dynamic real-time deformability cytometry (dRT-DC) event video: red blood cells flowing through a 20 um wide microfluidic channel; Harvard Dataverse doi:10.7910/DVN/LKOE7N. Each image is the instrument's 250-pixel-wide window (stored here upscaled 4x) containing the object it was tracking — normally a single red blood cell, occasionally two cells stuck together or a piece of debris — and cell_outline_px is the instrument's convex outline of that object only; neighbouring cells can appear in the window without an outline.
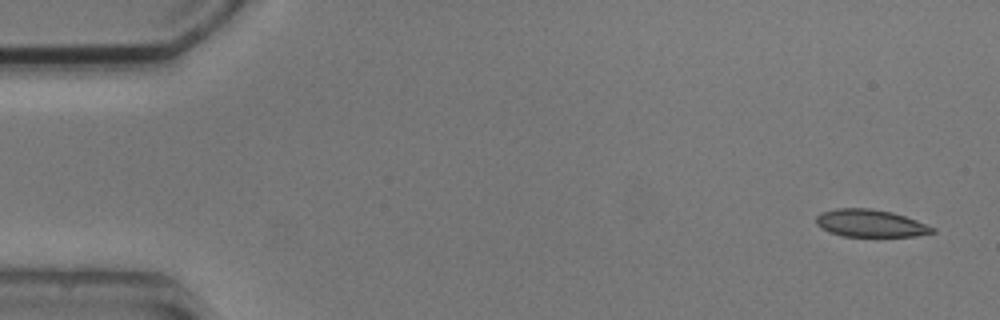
{"species": "common noctule bat (a hibernating species)", "species_latin": "Nyctalus noctula", "temperature_condition": "cold", "stored_images_in_passage": 8, "camera_frame_rate_fps": 3000, "um_per_image_px": 0.085, "animal": {"sex": "male", "body_mass_g": 20.5, "forearm_length_mm": 52.5}, "frame": {"image": 1, "passage_image": 1, "time_ms": 0.0, "image_size_px": [1000, 320], "cell_outline_px": [[936, 232], [916, 236], [840, 236], [828, 232], [820, 228], [816, 224], [816, 216], [820, 212], [836, 208], [872, 208], [892, 212], [916, 220], [936, 228]], "centroid_in_image_um": [73.95, 18.97], "position_along_channel_um": 11.1, "area_um2": 18.79}}
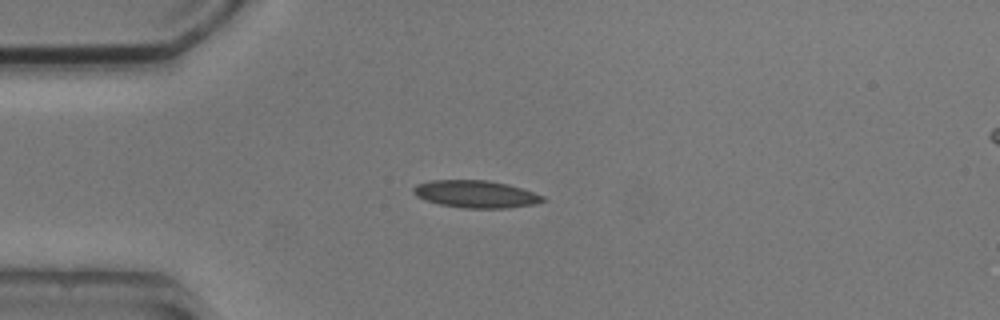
{"frame": {"image": 2, "passage_image": 4, "time_ms": 3.667, "image_size_px": [1000, 320], "cell_outline_px": [[548, 200], [536, 204], [508, 208], [464, 208], [440, 204], [424, 200], [416, 196], [412, 192], [412, 188], [416, 184], [432, 180], [488, 180], [508, 184], [544, 196]], "centroid_in_image_um": [40.43, 16.5], "position_along_channel_um": 44.6, "area_um2": 20.75}}